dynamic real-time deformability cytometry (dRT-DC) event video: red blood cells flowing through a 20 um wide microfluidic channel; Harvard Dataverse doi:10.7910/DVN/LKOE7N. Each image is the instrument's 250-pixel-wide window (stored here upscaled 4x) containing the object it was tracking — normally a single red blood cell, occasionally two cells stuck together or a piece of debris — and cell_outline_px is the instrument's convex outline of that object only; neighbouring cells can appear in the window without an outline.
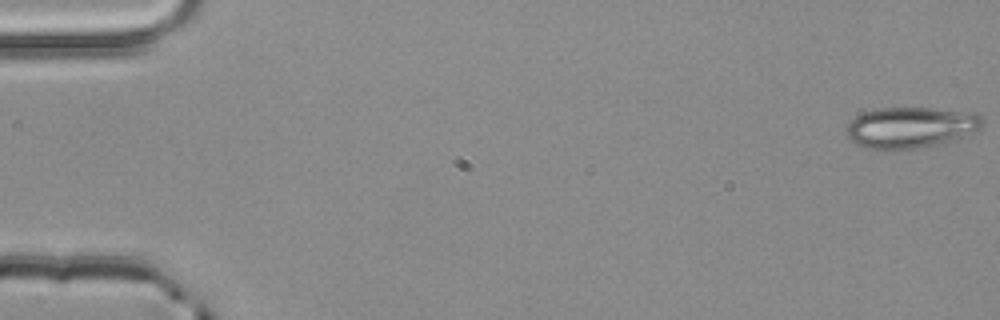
{"species": "common noctule bat (a hibernating species)", "species_latin": "Nyctalus noctula", "temperature_condition": "room temperature", "stored_images_in_passage": 3, "camera_frame_rate_fps": 3000, "um_per_image_px": 0.085, "animal": {"sex": "male", "body_mass_g": 20.4}, "frame": {"image": 1, "passage_image": 1, "time_ms": 0.0, "image_size_px": [1000, 320], "cell_outline_px": [[984, 120], [980, 128], [952, 140], [916, 148], [868, 148], [856, 144], [848, 136], [848, 124], [860, 112], [876, 108], [928, 108], [976, 112]], "centroid_in_image_um": [77.4, 10.79], "position_along_channel_um": 7.6, "area_um2": 31.85}}